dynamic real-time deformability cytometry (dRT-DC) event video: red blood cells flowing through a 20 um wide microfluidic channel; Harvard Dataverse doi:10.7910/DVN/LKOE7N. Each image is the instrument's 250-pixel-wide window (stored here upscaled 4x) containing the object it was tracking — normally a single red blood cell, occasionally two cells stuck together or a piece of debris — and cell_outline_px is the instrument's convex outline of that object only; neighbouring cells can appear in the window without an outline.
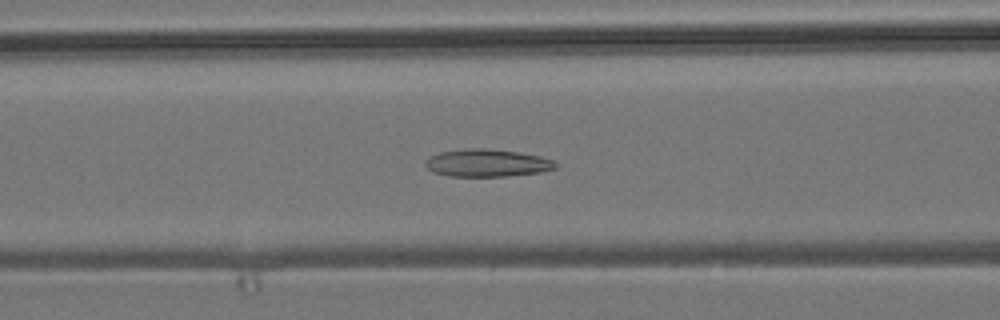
{"species": "common noctule bat (a hibernating species)", "species_latin": "Nyctalus noctula", "temperature_condition": "room temperature", "stored_images_in_passage": 50, "camera_frame_rate_fps": 3000, "um_per_image_px": 0.085, "animal": {"sex": "male", "body_mass_g": 19.2, "forearm_length_mm": 51.8}, "frame": {"image": 1, "passage_image": 18, "time_ms": 5.667, "image_size_px": [1000, 320], "cell_outline_px": [[556, 168], [540, 172], [508, 176], [452, 176], [432, 172], [424, 164], [424, 160], [440, 152], [472, 148], [488, 148], [520, 152], [540, 156], [552, 160], [556, 164]], "centroid_in_image_um": [41.4, 13.85], "position_along_channel_um": 125.2, "area_um2": 20.81}}
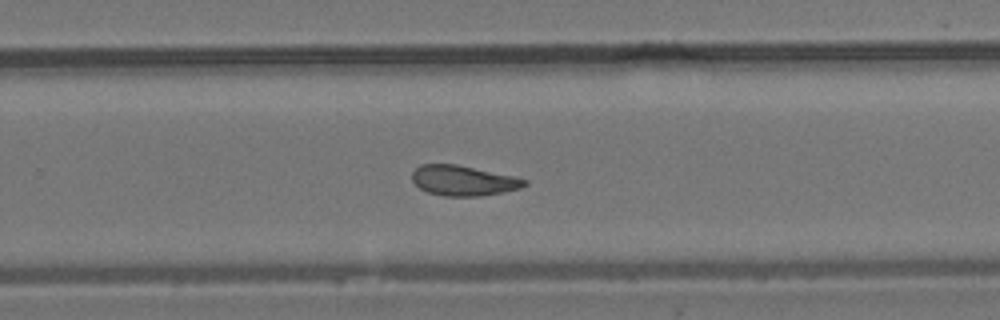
{"frame": {"image": 2, "passage_image": 31, "time_ms": 10.0, "image_size_px": [1000, 320], "cell_outline_px": [[528, 184], [520, 188], [504, 192], [480, 196], [444, 196], [428, 192], [420, 188], [412, 180], [412, 172], [420, 164], [456, 164], [512, 176], [528, 180]], "centroid_in_image_um": [39.37, 15.35], "position_along_channel_um": 290.4, "area_um2": 19.65}}
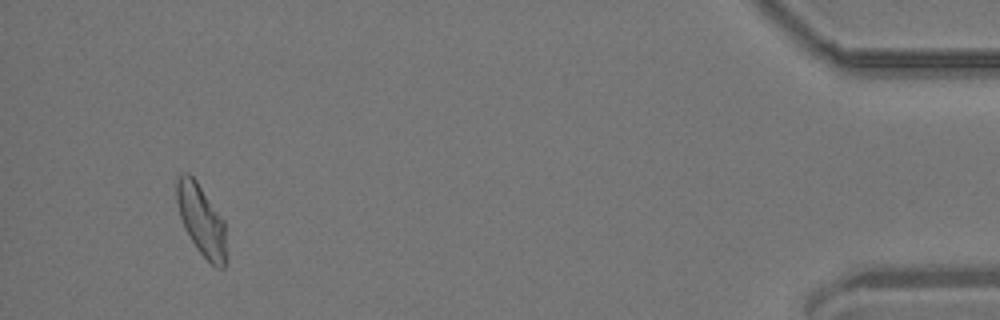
{"frame": {"image": 3, "passage_image": 47, "time_ms": 15.333, "image_size_px": [1000, 320], "cell_outline_px": [[224, 268], [216, 268], [196, 248], [184, 228], [180, 216], [176, 200], [176, 176], [180, 172], [188, 172], [196, 180], [224, 220]], "centroid_in_image_um": [17.06, 18.63], "position_along_channel_um": 418.1, "area_um2": 20.23}, "authors_computed_cell_mechanics": {"area_um2": 20.4612, "velocity_mm_per_s": 3.827, "shape_relaxation_time_tau1_ms": null, "shape_relaxation_time_tau2_ms": 3.9348, "deformation_change_tau1": null, "deformation_change_tau2": 0.1063}}